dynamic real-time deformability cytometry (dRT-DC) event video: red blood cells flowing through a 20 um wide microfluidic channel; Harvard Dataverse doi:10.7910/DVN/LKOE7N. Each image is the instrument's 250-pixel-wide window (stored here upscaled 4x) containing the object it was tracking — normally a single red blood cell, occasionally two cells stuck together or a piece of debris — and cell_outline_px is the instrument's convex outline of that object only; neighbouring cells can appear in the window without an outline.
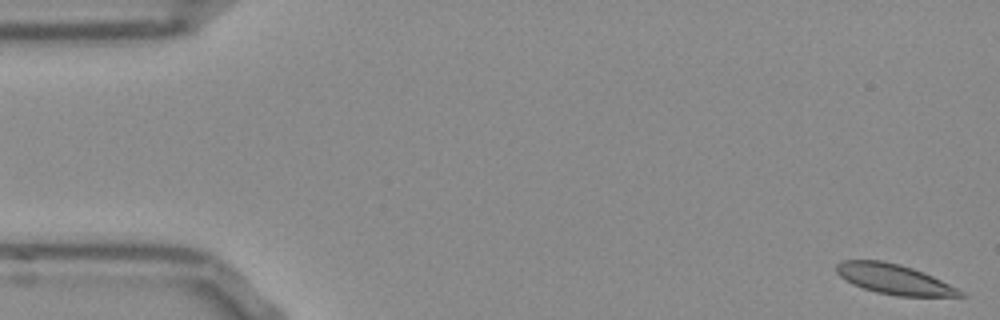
{"species": "Egyptian fruit bat (a non-hibernating species)", "species_latin": "Rousettus aegyptiacus", "temperature_condition": "room temperature", "stored_images_in_passage": 53, "camera_frame_rate_fps": 3000, "um_per_image_px": 0.085, "frame": {"image": 1, "passage_image": 1, "time_ms": 0.0, "image_size_px": [1000, 320], "cell_outline_px": [[968, 296], [896, 296], [876, 292], [852, 284], [844, 280], [836, 272], [836, 264], [844, 260], [884, 260], [900, 264], [924, 272], [964, 292]], "centroid_in_image_um": [75.96, 23.72], "position_along_channel_um": 9.0, "area_um2": 21.62}}
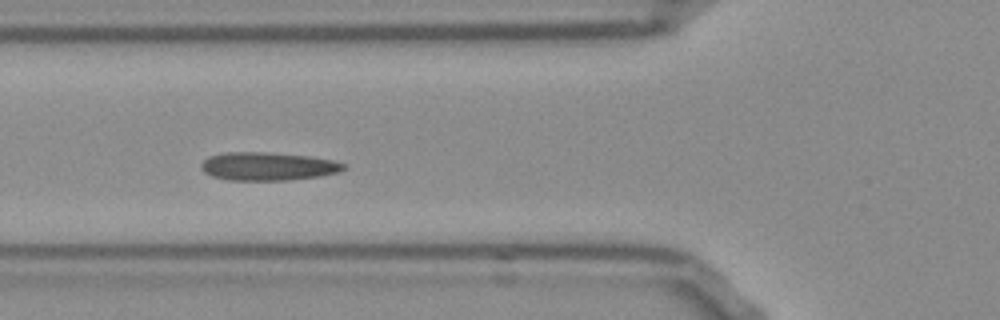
{"frame": {"image": 2, "passage_image": 19, "time_ms": 6.0, "image_size_px": [1000, 320], "cell_outline_px": [[348, 168], [340, 172], [320, 176], [288, 180], [228, 180], [212, 176], [204, 172], [200, 168], [200, 164], [208, 156], [228, 152], [264, 152], [308, 156], [332, 160], [348, 164]], "centroid_in_image_um": [22.79, 14.14], "position_along_channel_um": 103.0, "area_um2": 23.58}}
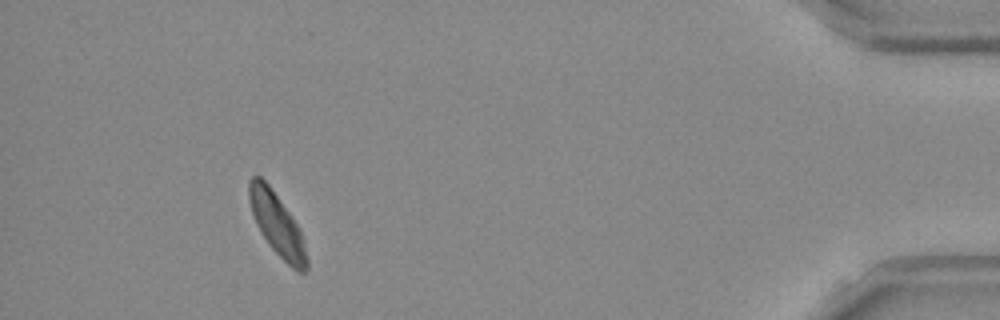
{"frame": {"image": 3, "passage_image": 49, "time_ms": 16.0, "image_size_px": [1000, 320], "cell_outline_px": [[308, 268], [304, 272], [296, 272], [268, 244], [260, 232], [256, 224], [248, 200], [248, 180], [252, 176], [260, 176], [268, 184], [292, 216], [300, 232], [308, 260]], "centroid_in_image_um": [23.52, 19.06], "position_along_channel_um": 411.7, "area_um2": 20.75}, "authors_computed_cell_mechanics": {"area_um2": 22.253, "velocity_mm_per_s": 3.7401, "shape_relaxation_time_tau1_ms": null, "shape_relaxation_time_tau2_ms": 1.5771, "deformation_change_tau1": null, "deformation_change_tau2": 0.06}}